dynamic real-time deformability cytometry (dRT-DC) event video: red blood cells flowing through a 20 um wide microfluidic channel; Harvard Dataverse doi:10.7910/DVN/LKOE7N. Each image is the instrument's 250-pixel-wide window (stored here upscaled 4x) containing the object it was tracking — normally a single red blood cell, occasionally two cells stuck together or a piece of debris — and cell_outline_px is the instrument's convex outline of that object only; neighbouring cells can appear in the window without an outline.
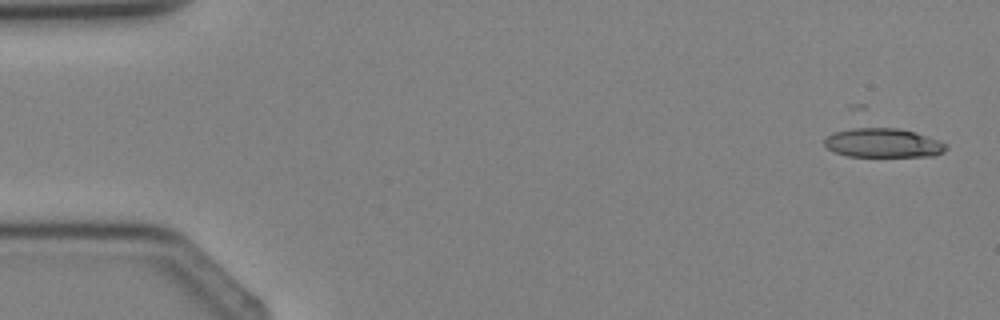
{"species": "Egyptian fruit bat (a non-hibernating species)", "species_latin": "Rousettus aegyptiacus", "temperature_condition": "cold", "stored_images_in_passage": 4, "camera_frame_rate_fps": 3000, "um_per_image_px": 0.085, "animal": {"sex": "female"}, "frame": {"image": 1, "passage_image": 4, "time_ms": 4.333, "image_size_px": [1000, 320], "cell_outline_px": [[948, 148], [944, 152], [932, 156], [848, 156], [836, 152], [828, 148], [824, 144], [824, 140], [832, 132], [860, 124], [864, 124], [896, 128], [916, 132], [948, 144]], "centroid_in_image_um": [75.02, 12.09], "position_along_channel_um": 10.0, "area_um2": 21.44}}